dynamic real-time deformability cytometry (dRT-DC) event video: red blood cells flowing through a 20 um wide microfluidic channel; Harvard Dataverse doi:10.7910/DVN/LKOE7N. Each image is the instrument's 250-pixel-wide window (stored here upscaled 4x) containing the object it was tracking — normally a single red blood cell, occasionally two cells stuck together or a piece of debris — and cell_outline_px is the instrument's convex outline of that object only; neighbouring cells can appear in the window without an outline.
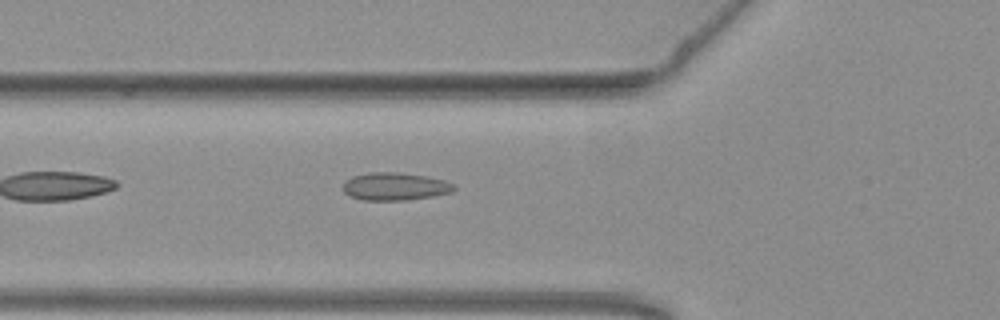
{"species": "common noctule bat (a hibernating species)", "species_latin": "Nyctalus noctula", "temperature_condition": "warm", "stored_images_in_passage": 32, "camera_frame_rate_fps": 3000, "um_per_image_px": 0.085, "animal": {"sex": "female", "body_mass_g": 19.3, "forearm_length_mm": 54.1}, "frame": {"image": 1, "passage_image": 2, "time_ms": 0.333, "image_size_px": [1000, 320], "cell_outline_px": [[456, 188], [452, 192], [432, 196], [408, 200], [364, 200], [348, 196], [344, 192], [344, 180], [352, 176], [368, 172], [400, 172], [428, 176], [444, 180], [452, 184]], "centroid_in_image_um": [33.55, 15.84], "position_along_channel_um": 92.3, "area_um2": 18.09}}
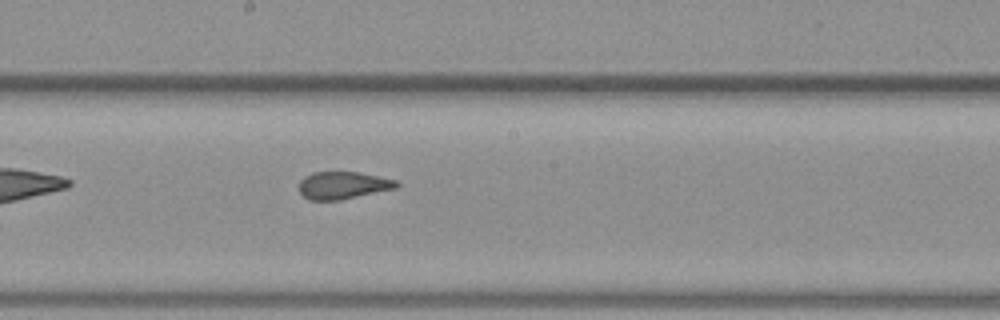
{"frame": {"image": 2, "passage_image": 12, "time_ms": 3.667, "image_size_px": [1000, 320], "cell_outline_px": [[400, 184], [396, 188], [340, 200], [308, 200], [300, 192], [300, 180], [304, 176], [312, 172], [360, 172], [380, 176], [396, 180]], "centroid_in_image_um": [29.16, 15.74], "position_along_channel_um": 219.0, "area_um2": 15.61}}
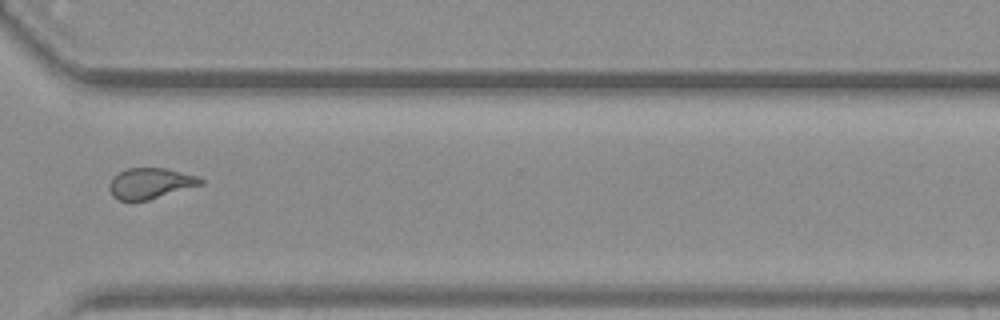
{"frame": {"image": 3, "passage_image": 23, "time_ms": 7.333, "image_size_px": [1000, 320], "cell_outline_px": [[204, 184], [148, 200], [120, 200], [112, 196], [108, 188], [108, 184], [120, 172], [128, 168], [164, 168], [200, 176], [204, 180]], "centroid_in_image_um": [12.82, 15.58], "position_along_channel_um": 357.8, "area_um2": 16.3}}